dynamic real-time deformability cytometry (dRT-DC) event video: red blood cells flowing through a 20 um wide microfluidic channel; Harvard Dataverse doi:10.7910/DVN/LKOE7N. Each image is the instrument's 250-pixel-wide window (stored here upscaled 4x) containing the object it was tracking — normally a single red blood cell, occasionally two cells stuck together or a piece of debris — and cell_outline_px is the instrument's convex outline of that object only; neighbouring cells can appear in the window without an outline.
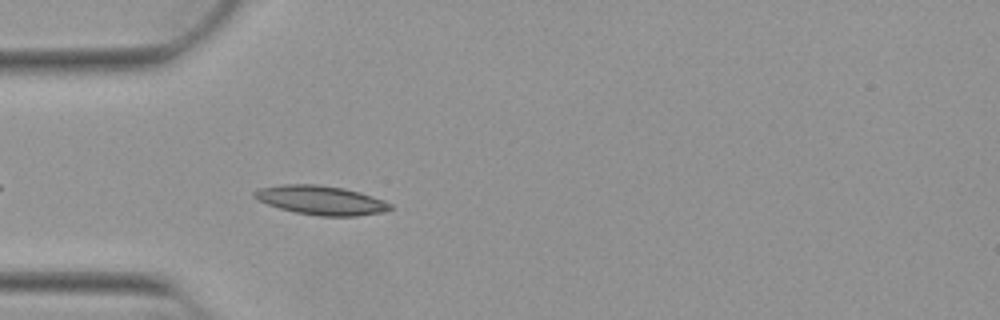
{"species": "Egyptian fruit bat (a non-hibernating species)", "species_latin": "Rousettus aegyptiacus", "temperature_condition": "warm", "stored_images_in_passage": 6, "camera_frame_rate_fps": 3000, "um_per_image_px": 0.085, "animal": {"sex": "female"}, "frame": {"image": 1, "passage_image": 1, "time_ms": 0.0, "image_size_px": [1000, 320], "cell_outline_px": [[392, 208], [380, 212], [356, 216], [320, 216], [296, 212], [280, 208], [256, 200], [252, 196], [252, 192], [260, 188], [280, 184], [316, 184], [344, 188], [360, 192], [384, 200], [392, 204]], "centroid_in_image_um": [27.25, 17.01], "position_along_channel_um": 57.8, "area_um2": 23.0}}
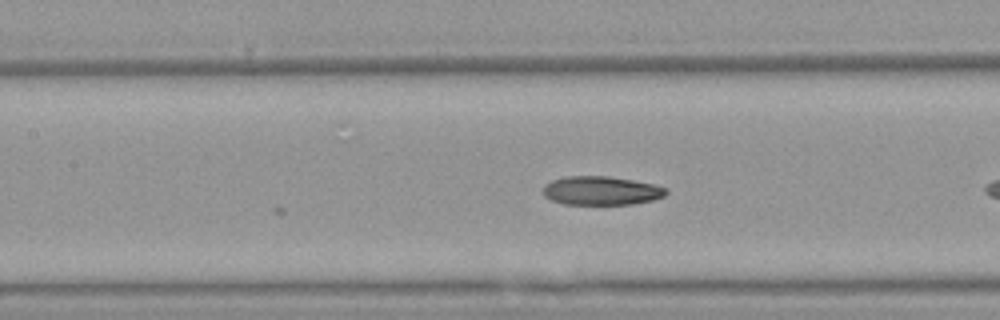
{"frame": {"image": 2, "passage_image": 6, "time_ms": 1.667, "image_size_px": [1000, 320], "cell_outline_px": [[668, 192], [664, 196], [652, 200], [632, 204], [564, 204], [552, 200], [544, 196], [544, 184], [552, 180], [568, 176], [608, 176], [632, 180], [652, 184], [668, 188]], "centroid_in_image_um": [51.11, 16.2], "position_along_channel_um": 156.3, "area_um2": 20.52}}